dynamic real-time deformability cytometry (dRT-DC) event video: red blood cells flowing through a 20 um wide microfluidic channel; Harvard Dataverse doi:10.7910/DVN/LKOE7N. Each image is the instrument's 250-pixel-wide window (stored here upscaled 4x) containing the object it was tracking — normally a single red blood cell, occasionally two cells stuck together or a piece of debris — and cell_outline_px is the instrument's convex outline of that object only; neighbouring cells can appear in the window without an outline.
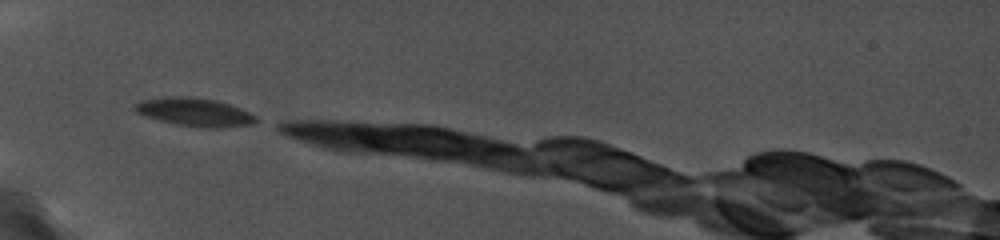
{"species": "common noctule bat (a hibernating species)", "species_latin": "Nyctalus noctula", "temperature_condition": "cold", "stored_images_in_passage": 6, "camera_frame_rate_fps": 5000, "um_per_image_px": 0.085, "animal": {"sex": "female", "body_mass_g": 19.0, "forearm_length_mm": 56.7}, "frame": {"image": 1, "passage_image": 1, "time_ms": 0.0, "image_size_px": [1000, 240], "cell_outline_px": [[256, 120], [252, 124], [224, 128], [200, 128], [176, 124], [144, 116], [136, 112], [132, 108], [136, 104], [144, 100], [168, 96], [188, 96], [216, 100], [240, 108], [256, 116]], "centroid_in_image_um": [16.54, 9.54], "position_along_channel_um": 68.5, "area_um2": 19.94}}